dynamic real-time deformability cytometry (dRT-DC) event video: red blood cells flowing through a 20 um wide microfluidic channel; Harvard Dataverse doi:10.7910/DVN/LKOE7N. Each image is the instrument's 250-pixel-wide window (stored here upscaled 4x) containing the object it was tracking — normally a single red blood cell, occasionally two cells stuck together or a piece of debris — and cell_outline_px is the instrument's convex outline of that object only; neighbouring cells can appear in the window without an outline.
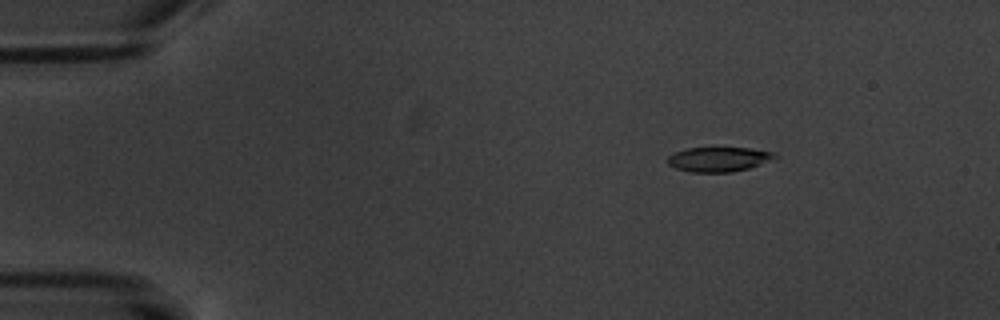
{"species": "common noctule bat (a hibernating species)", "species_latin": "Nyctalus noctula", "temperature_condition": "warm", "stored_images_in_passage": 7, "camera_frame_rate_fps": 3000, "um_per_image_px": 0.085, "animal": {"sex": "male", "body_mass_g": 20.1, "forearm_length_mm": 53.5}, "frame": {"image": 1, "passage_image": 2, "time_ms": 1.333, "image_size_px": [1000, 320], "cell_outline_px": [[780, 156], [748, 168], [732, 172], [692, 172], [676, 168], [668, 164], [668, 156], [676, 152], [688, 148], [748, 148], [776, 152]], "centroid_in_image_um": [61.11, 13.53], "position_along_channel_um": 23.9, "area_um2": 15.2}}
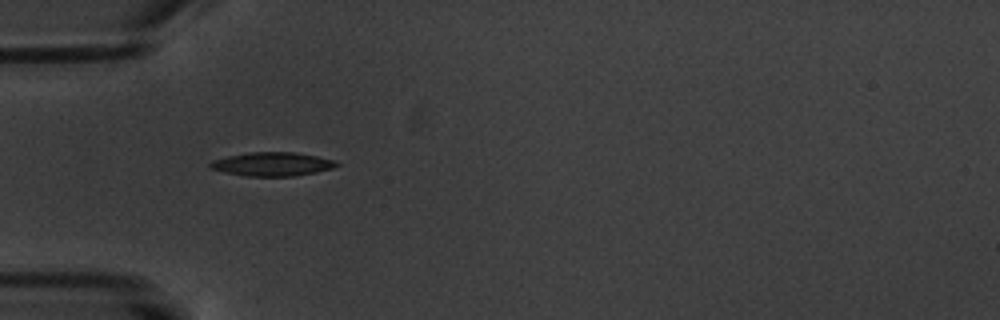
{"frame": {"image": 2, "passage_image": 5, "time_ms": 4.667, "image_size_px": [1000, 320], "cell_outline_px": [[340, 164], [332, 168], [316, 172], [292, 176], [244, 176], [224, 172], [212, 168], [208, 164], [212, 160], [228, 156], [248, 152], [296, 152], [336, 160]], "centroid_in_image_um": [23.15, 13.94], "position_along_channel_um": 61.9, "area_um2": 17.46}}